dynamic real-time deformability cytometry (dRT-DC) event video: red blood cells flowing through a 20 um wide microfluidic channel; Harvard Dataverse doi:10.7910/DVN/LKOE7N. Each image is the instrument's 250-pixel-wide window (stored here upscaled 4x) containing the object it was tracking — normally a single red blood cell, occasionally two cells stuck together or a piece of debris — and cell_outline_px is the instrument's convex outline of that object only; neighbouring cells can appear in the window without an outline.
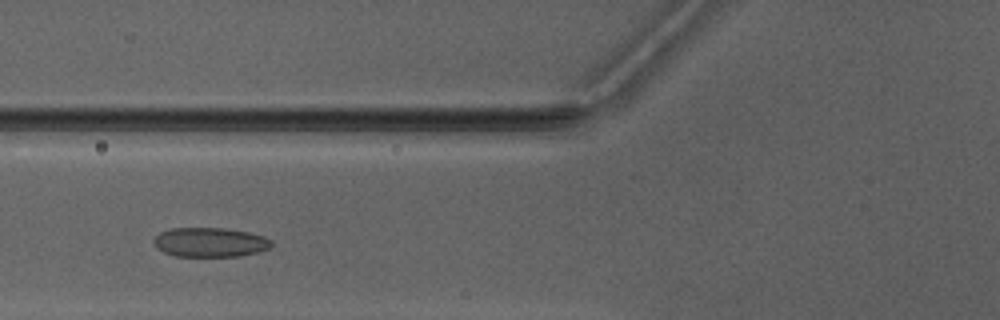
{"species": "Egyptian fruit bat (a non-hibernating species)", "species_latin": "Rousettus aegyptiacus", "temperature_condition": "warm", "stored_images_in_passage": 3, "camera_frame_rate_fps": 3000, "um_per_image_px": 0.085, "animal": {"sex": "male"}, "frame": {"image": 1, "passage_image": 3, "time_ms": 3.0, "image_size_px": [1000, 320], "cell_outline_px": [[272, 244], [268, 248], [256, 252], [240, 256], [176, 256], [164, 252], [156, 248], [152, 244], [152, 240], [160, 232], [168, 228], [224, 228], [248, 232], [264, 236], [272, 240]], "centroid_in_image_um": [17.81, 20.58], "position_along_channel_um": 108.0, "area_um2": 20.23}}